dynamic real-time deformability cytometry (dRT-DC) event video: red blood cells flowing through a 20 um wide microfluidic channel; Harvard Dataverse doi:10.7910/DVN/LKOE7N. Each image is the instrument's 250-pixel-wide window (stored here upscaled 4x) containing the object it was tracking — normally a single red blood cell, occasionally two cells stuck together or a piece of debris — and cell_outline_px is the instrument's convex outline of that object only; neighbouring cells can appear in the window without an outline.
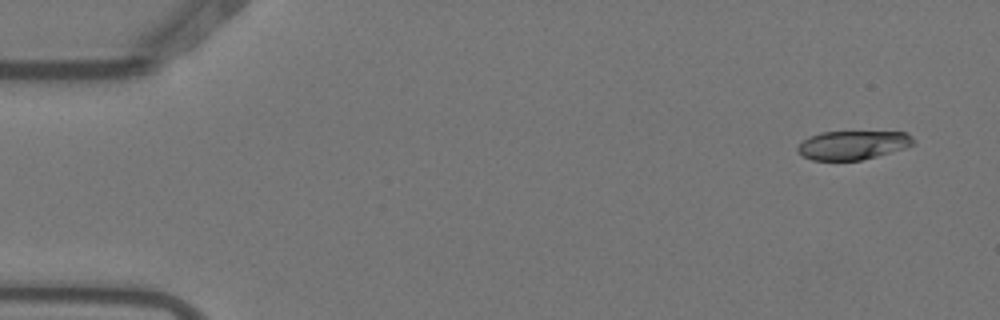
{"species": "Egyptian fruit bat (a non-hibernating species)", "species_latin": "Rousettus aegyptiacus", "temperature_condition": "warm", "stored_images_in_passage": 2, "camera_frame_rate_fps": 3000, "um_per_image_px": 0.085, "animal": {"sex": "female"}, "frame": {"image": 1, "passage_image": 1, "time_ms": 0.0, "image_size_px": [1000, 320], "cell_outline_px": [[912, 144], [904, 148], [876, 156], [860, 160], [812, 160], [804, 156], [796, 148], [808, 136], [820, 132], [904, 132], [912, 136]], "centroid_in_image_um": [72.45, 12.32], "position_along_channel_um": 12.6, "area_um2": 19.07}}